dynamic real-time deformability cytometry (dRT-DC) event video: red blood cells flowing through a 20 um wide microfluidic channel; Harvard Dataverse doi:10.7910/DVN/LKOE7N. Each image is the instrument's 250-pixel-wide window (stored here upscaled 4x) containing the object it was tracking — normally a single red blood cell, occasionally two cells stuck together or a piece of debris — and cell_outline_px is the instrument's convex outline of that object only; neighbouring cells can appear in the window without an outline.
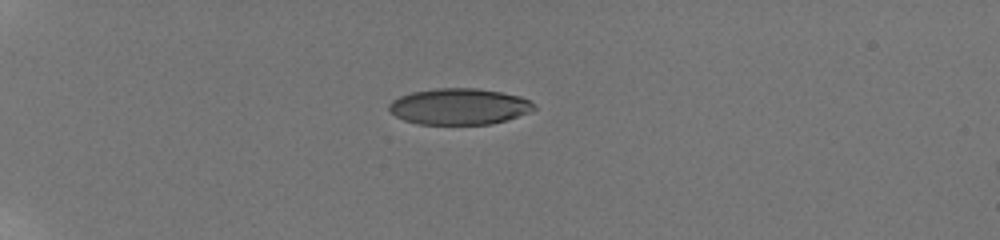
{"species": "human", "species_latin": "Homo sapiens", "temperature_condition": "room temperature", "stored_images_in_passage": 24, "camera_frame_rate_fps": 3000, "um_per_image_px": 0.085, "donor": {"sex": "male"}, "frame": {"image": 1, "passage_image": 14, "time_ms": 6.0, "image_size_px": [1000, 240], "cell_outline_px": [[536, 108], [528, 112], [492, 124], [420, 124], [404, 120], [396, 116], [388, 108], [388, 104], [392, 100], [400, 96], [412, 92], [436, 88], [476, 88], [500, 92], [520, 96], [536, 104]], "centroid_in_image_um": [39.01, 9.05], "position_along_channel_um": 46.0, "area_um2": 30.4}}